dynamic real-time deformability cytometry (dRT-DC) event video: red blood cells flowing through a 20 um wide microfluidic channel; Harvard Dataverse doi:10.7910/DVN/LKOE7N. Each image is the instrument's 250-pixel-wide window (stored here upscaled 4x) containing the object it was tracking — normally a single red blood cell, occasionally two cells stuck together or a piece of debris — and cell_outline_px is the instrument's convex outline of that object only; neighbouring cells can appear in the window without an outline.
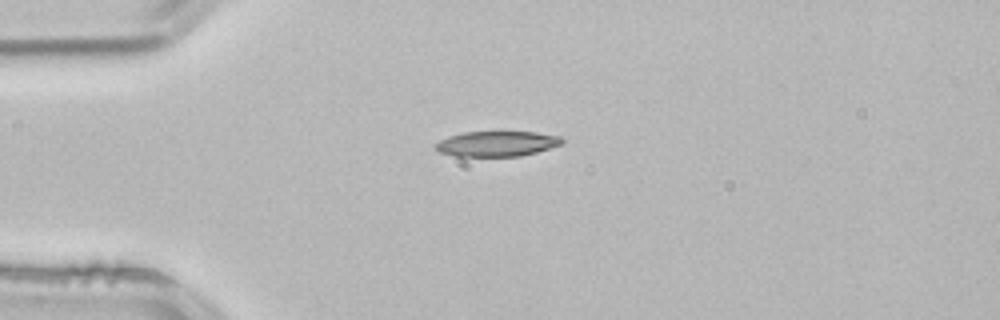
{"species": "common noctule bat (a hibernating species)", "species_latin": "Nyctalus noctula", "temperature_condition": "room temperature", "stored_images_in_passage": 4, "camera_frame_rate_fps": 3000, "um_per_image_px": 0.085, "animal": {"sex": "male", "body_mass_g": 21.5, "forearm_length_mm": 52.0}, "frame": {"image": 1, "passage_image": 4, "time_ms": 1.0, "image_size_px": [1000, 320], "cell_outline_px": [[564, 144], [536, 152], [520, 156], [456, 156], [440, 152], [436, 148], [436, 144], [440, 140], [448, 136], [464, 132], [496, 128], [500, 128], [536, 132], [560, 136], [564, 140]], "centroid_in_image_um": [42.29, 12.15], "position_along_channel_um": 42.7, "area_um2": 19.65}}